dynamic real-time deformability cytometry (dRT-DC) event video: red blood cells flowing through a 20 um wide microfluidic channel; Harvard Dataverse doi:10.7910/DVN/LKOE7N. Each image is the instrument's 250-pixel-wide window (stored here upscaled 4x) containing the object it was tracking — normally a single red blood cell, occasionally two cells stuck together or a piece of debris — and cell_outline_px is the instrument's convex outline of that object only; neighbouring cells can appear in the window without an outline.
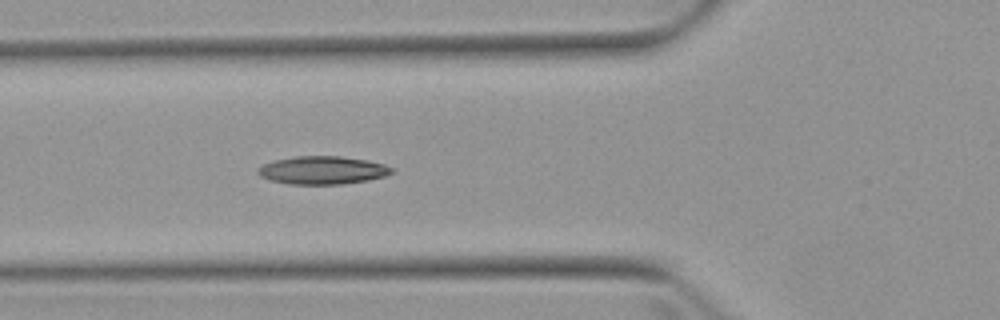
{"species": "Egyptian fruit bat (a non-hibernating species)", "species_latin": "Rousettus aegyptiacus", "temperature_condition": "warm", "stored_images_in_passage": 2, "camera_frame_rate_fps": 3000, "um_per_image_px": 0.085, "animal": {"sex": "female"}, "frame": {"image": 1, "passage_image": 2, "time_ms": 1.0, "image_size_px": [1000, 320], "cell_outline_px": [[396, 172], [384, 176], [368, 180], [340, 184], [288, 184], [268, 180], [260, 176], [256, 172], [264, 164], [276, 160], [296, 156], [340, 156], [364, 160], [384, 164], [392, 168]], "centroid_in_image_um": [27.41, 14.47], "position_along_channel_um": 98.4, "area_um2": 21.73}}